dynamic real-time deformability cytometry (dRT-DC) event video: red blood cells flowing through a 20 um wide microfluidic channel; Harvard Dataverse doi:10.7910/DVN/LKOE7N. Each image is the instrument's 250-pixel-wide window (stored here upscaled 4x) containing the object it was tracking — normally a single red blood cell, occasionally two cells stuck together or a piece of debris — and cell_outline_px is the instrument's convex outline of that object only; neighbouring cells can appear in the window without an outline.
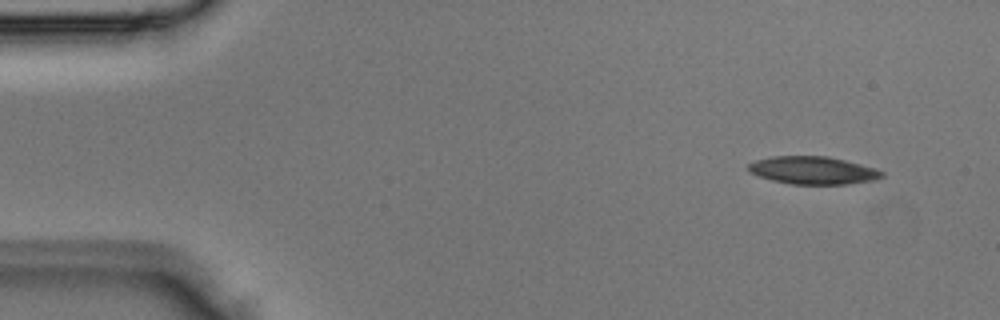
{"species": "Egyptian fruit bat (a non-hibernating species)", "species_latin": "Rousettus aegyptiacus", "temperature_condition": "room temperature", "stored_images_in_passage": 2, "camera_frame_rate_fps": 3000, "um_per_image_px": 0.085, "animal": {"sex": "male"}, "frame": {"image": 1, "passage_image": 1, "time_ms": 0.0, "image_size_px": [1000, 320], "cell_outline_px": [[884, 176], [876, 180], [844, 184], [792, 184], [772, 180], [748, 172], [748, 164], [756, 160], [772, 156], [828, 156], [860, 164], [884, 172]], "centroid_in_image_um": [69.09, 14.48], "position_along_channel_um": 15.9, "area_um2": 21.44}}